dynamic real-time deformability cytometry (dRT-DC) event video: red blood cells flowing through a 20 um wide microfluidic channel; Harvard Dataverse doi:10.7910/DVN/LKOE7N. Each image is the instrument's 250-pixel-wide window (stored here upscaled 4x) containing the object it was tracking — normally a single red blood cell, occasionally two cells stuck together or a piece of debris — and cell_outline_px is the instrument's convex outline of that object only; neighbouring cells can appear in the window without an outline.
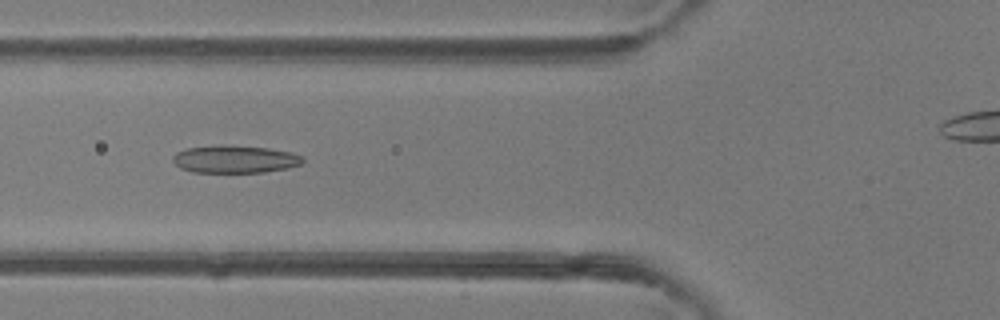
{"species": "common noctule bat (a hibernating species)", "species_latin": "Nyctalus noctula", "temperature_condition": "room temperature", "stored_images_in_passage": 36, "camera_frame_rate_fps": 3000, "um_per_image_px": 0.085, "animal": {"sex": "female"}, "frame": {"image": 1, "passage_image": 15, "time_ms": 4.667, "image_size_px": [1000, 320], "cell_outline_px": [[304, 160], [300, 164], [288, 168], [264, 172], [192, 172], [180, 168], [172, 160], [172, 156], [176, 152], [188, 148], [220, 144], [224, 144], [268, 148], [292, 152], [304, 156]], "centroid_in_image_um": [19.97, 13.52], "position_along_channel_um": 105.8, "area_um2": 21.1}}
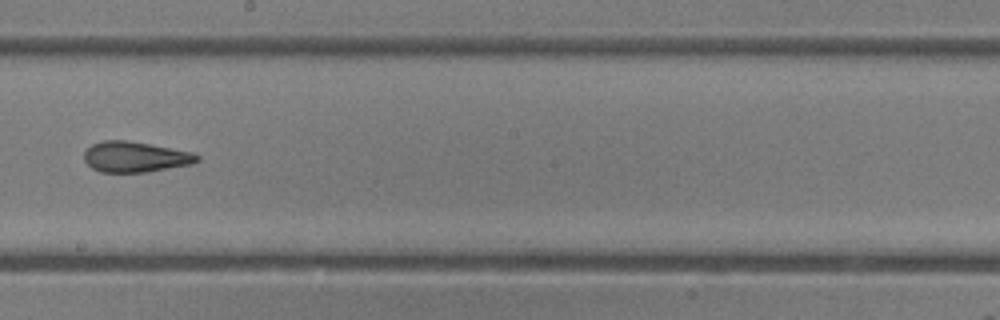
{"frame": {"image": 2, "passage_image": 24, "time_ms": 7.667, "image_size_px": [1000, 320], "cell_outline_px": [[200, 160], [192, 164], [148, 172], [100, 172], [92, 168], [84, 160], [84, 152], [92, 144], [104, 140], [124, 140], [196, 152], [200, 156]], "centroid_in_image_um": [11.53, 13.34], "position_along_channel_um": 236.7, "area_um2": 20.23}}
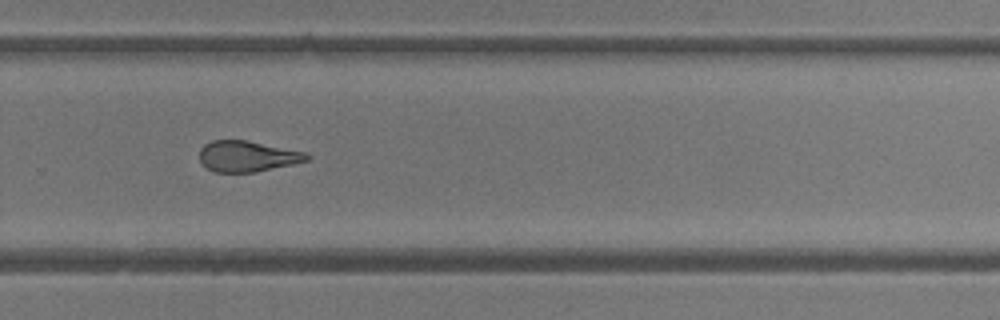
{"frame": {"image": 3, "passage_image": 29, "time_ms": 9.333, "image_size_px": [1000, 320], "cell_outline_px": [[312, 156], [308, 160], [292, 164], [252, 172], [216, 172], [208, 168], [200, 160], [200, 148], [204, 144], [212, 140], [244, 140], [304, 152]], "centroid_in_image_um": [21.0, 13.28], "position_along_channel_um": 308.8, "area_um2": 18.9}, "authors_computed_cell_mechanics": {"area_um2": 20.6346, "velocity_mm_per_s": 4.3468, "shape_relaxation_time_tau1_ms": 8.1861, "shape_relaxation_time_tau2_ms": 2.4527, "deformation_change_tau1": 0.2327, "deformation_change_tau2": 0.1104}}